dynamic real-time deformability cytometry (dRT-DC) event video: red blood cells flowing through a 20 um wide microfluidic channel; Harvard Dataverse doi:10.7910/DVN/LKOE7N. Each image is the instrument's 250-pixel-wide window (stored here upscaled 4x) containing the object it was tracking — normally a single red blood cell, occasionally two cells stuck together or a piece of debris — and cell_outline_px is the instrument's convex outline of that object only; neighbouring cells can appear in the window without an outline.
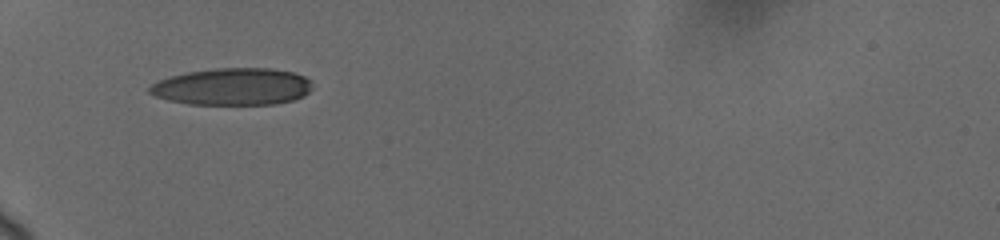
{"species": "human", "species_latin": "Homo sapiens", "temperature_condition": "cold", "stored_images_in_passage": 41, "camera_frame_rate_fps": 3000, "um_per_image_px": 0.085, "donor": {"sex": "female"}, "frame": {"image": 1, "passage_image": 1, "time_ms": 0.0, "image_size_px": [1000, 240], "cell_outline_px": [[312, 88], [304, 96], [292, 100], [276, 104], [188, 104], [168, 100], [156, 96], [148, 92], [148, 88], [152, 84], [160, 80], [172, 76], [188, 72], [216, 68], [272, 68], [292, 72], [304, 76], [312, 80]], "centroid_in_image_um": [19.8, 7.36], "position_along_channel_um": 65.2, "area_um2": 35.14}}
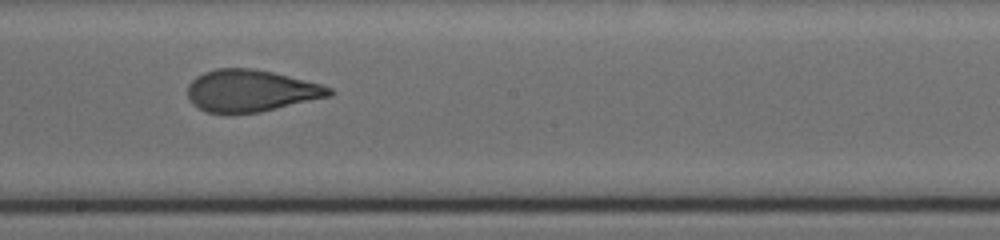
{"frame": {"image": 2, "passage_image": 15, "time_ms": 4.667, "image_size_px": [1000, 240], "cell_outline_px": [[336, 92], [332, 96], [260, 112], [228, 116], [208, 112], [196, 108], [192, 104], [188, 96], [188, 84], [196, 76], [204, 72], [216, 68], [252, 68], [272, 72], [320, 84], [332, 88]], "centroid_in_image_um": [21.29, 7.75], "position_along_channel_um": 226.9, "area_um2": 35.26}}
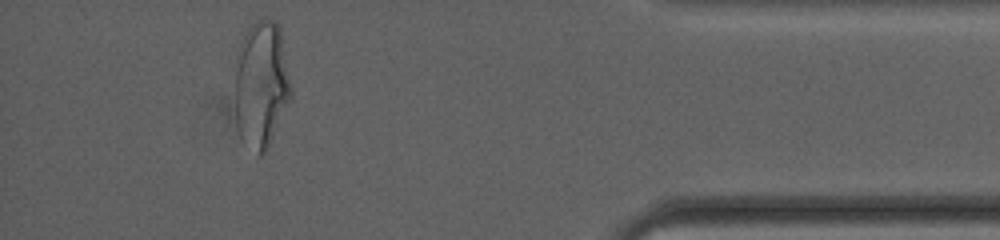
{"frame": {"image": 3, "passage_image": 36, "time_ms": 10.667, "image_size_px": [1000, 240], "cell_outline_px": [[292, 96], [268, 148], [264, 156], [260, 156], [228, 116], [228, 112], [232, 68], [236, 52], [240, 40], [248, 28], [256, 20], [272, 20], [280, 28], [292, 88]], "centroid_in_image_um": [22.08, 7.18], "position_along_channel_um": 413.1, "area_um2": 43.75}, "authors_computed_cell_mechanics": {"area_um2": 36.0672, "velocity_mm_per_s": 3.6896, "shape_relaxation_time_tau1_ms": 5.8879, "shape_relaxation_time_tau2_ms": 1.1112, "deformation_change_tau1": 0.2041, "deformation_change_tau2": 0.0823}}